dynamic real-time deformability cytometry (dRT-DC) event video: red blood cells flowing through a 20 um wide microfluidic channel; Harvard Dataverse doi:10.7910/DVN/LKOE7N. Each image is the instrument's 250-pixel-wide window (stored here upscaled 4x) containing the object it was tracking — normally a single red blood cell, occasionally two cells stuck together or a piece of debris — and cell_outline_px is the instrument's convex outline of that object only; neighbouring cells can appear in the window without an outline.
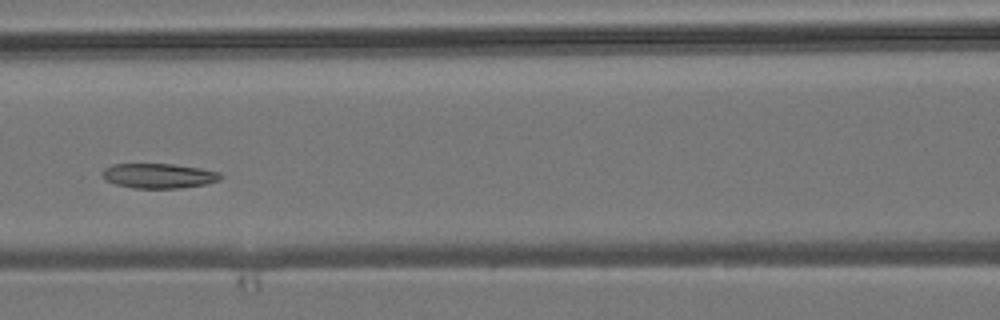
{"species": "common noctule bat (a hibernating species)", "species_latin": "Nyctalus noctula", "temperature_condition": "room temperature", "stored_images_in_passage": 5, "camera_frame_rate_fps": 3000, "um_per_image_px": 0.085, "animal": {"sex": "male", "body_mass_g": 19.2, "forearm_length_mm": 51.8}, "frame": {"image": 1, "passage_image": 5, "time_ms": 4.667, "image_size_px": [1000, 320], "cell_outline_px": [[224, 176], [220, 180], [204, 184], [180, 188], [132, 188], [116, 184], [104, 180], [104, 168], [112, 164], [172, 164], [200, 168], [220, 172]], "centroid_in_image_um": [13.51, 14.94], "position_along_channel_um": 153.1, "area_um2": 17.05}}